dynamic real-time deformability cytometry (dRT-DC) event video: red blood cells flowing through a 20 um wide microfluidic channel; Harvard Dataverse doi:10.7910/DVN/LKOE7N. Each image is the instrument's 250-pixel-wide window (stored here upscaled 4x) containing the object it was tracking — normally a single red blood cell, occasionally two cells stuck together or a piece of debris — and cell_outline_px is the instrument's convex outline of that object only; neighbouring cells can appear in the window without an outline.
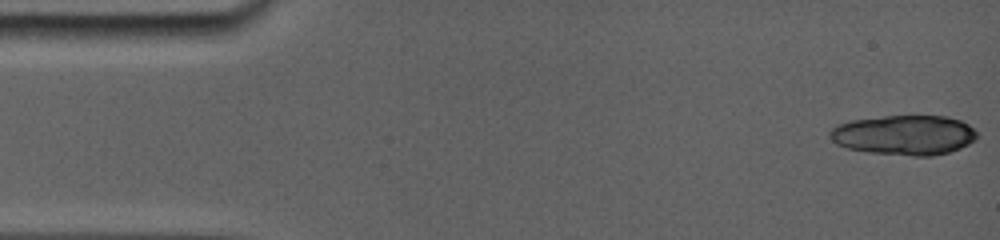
{"species": "common noctule bat (a hibernating species)", "species_latin": "Nyctalus noctula", "temperature_condition": "room temperature", "stored_images_in_passage": 15, "camera_frame_rate_fps": 5000, "um_per_image_px": 0.085, "animal": {"sex": "female", "body_mass_g": 19.0, "forearm_length_mm": 56.7}, "frame": {"image": 1, "passage_image": 1, "time_ms": 0.0, "image_size_px": [1000, 240], "cell_outline_px": [[976, 136], [972, 140], [948, 152], [924, 156], [880, 152], [852, 148], [840, 144], [832, 136], [832, 128], [840, 124], [856, 120], [888, 116], [944, 116], [960, 120], [968, 124], [976, 132]], "centroid_in_image_um": [76.93, 11.44], "position_along_channel_um": 8.1, "area_um2": 32.37}}